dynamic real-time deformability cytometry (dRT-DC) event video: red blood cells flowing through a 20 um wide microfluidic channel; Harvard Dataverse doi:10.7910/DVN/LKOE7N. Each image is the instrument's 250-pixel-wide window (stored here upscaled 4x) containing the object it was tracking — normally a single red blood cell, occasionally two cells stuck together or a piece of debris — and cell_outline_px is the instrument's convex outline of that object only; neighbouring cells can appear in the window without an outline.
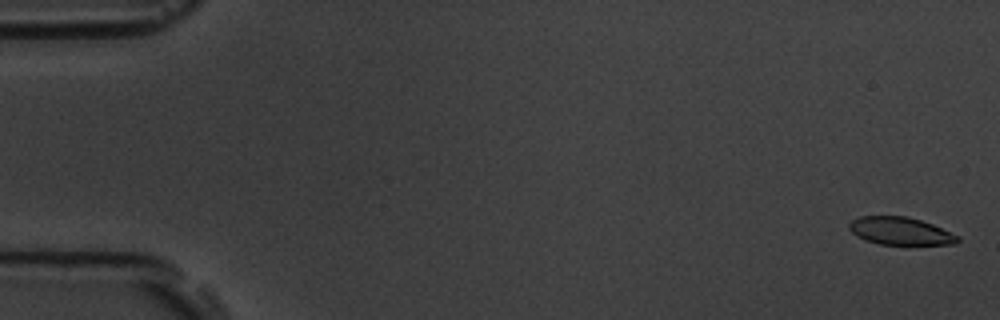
{"species": "common noctule bat (a hibernating species)", "species_latin": "Nyctalus noctula", "temperature_condition": "room temperature", "stored_images_in_passage": 55, "camera_frame_rate_fps": 3000, "um_per_image_px": 0.085, "animal": {"sex": "male", "body_mass_g": 19.5, "forearm_length_mm": 54.6}, "frame": {"image": 1, "passage_image": 2, "time_ms": 0.333, "image_size_px": [1000, 320], "cell_outline_px": [[960, 240], [956, 244], [880, 244], [864, 240], [856, 236], [848, 228], [848, 224], [852, 220], [860, 216], [908, 216], [932, 224], [960, 236]], "centroid_in_image_um": [76.52, 19.63], "position_along_channel_um": 8.5, "area_um2": 17.51}}
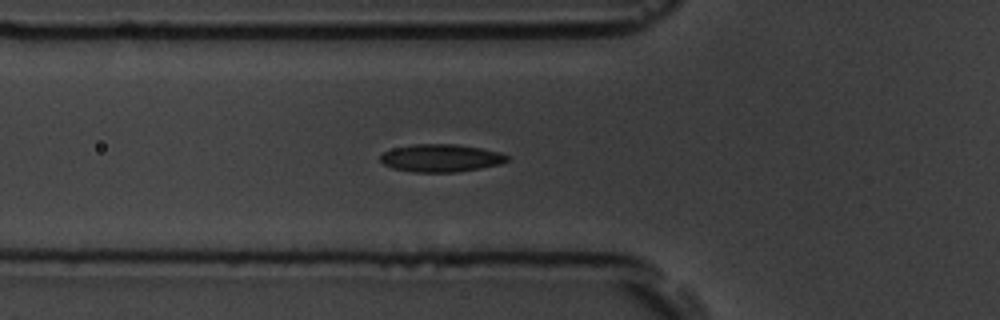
{"frame": {"image": 2, "passage_image": 20, "time_ms": 6.333, "image_size_px": [1000, 320], "cell_outline_px": [[508, 160], [500, 164], [480, 168], [456, 172], [412, 172], [392, 168], [384, 164], [380, 160], [380, 156], [384, 152], [392, 148], [412, 144], [456, 144], [480, 148], [500, 152], [508, 156]], "centroid_in_image_um": [37.45, 13.43], "position_along_channel_um": 88.3, "area_um2": 20.46}}
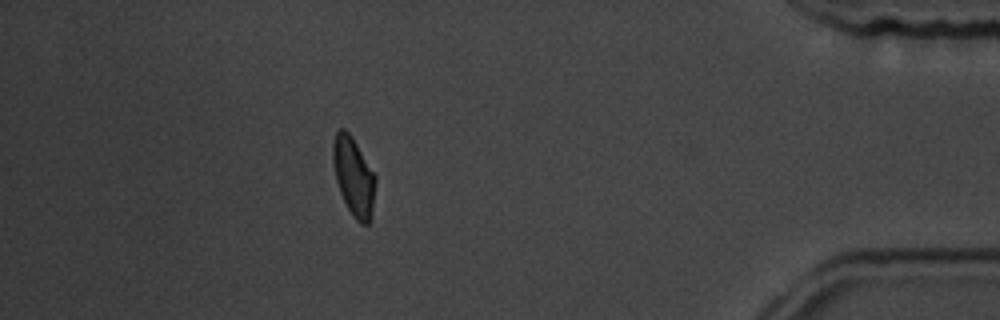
{"frame": {"image": 3, "passage_image": 49, "time_ms": 16.0, "image_size_px": [1000, 320], "cell_outline_px": [[376, 180], [372, 220], [368, 224], [360, 224], [352, 216], [340, 192], [336, 180], [332, 164], [332, 144], [336, 132], [340, 128], [344, 128], [352, 136], [376, 176]], "centroid_in_image_um": [30.06, 15.02], "position_along_channel_um": 405.1, "area_um2": 19.77}, "authors_computed_cell_mechanics": {"area_um2": 19.7098, "velocity_mm_per_s": 3.7706, "shape_relaxation_time_tau1_ms": 4.9191, "shape_relaxation_time_tau2_ms": 2.2682, "deformation_change_tau1": 0.1261, "deformation_change_tau2": 0.0727}}